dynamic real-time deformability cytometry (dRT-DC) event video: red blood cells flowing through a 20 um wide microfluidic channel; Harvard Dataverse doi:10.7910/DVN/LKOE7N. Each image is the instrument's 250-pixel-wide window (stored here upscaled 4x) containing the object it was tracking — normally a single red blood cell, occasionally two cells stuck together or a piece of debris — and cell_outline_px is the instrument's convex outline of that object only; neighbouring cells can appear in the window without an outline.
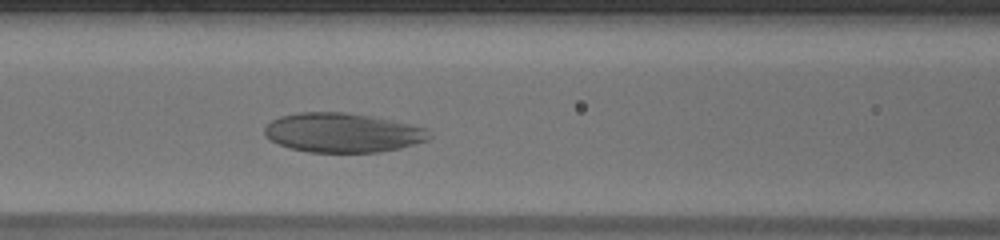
{"species": "human", "species_latin": "Homo sapiens", "temperature_condition": "warm", "stored_images_in_passage": 34, "camera_frame_rate_fps": 3000, "um_per_image_px": 0.085, "donor": {"sex": "male"}, "frame": {"image": 1, "passage_image": 12, "time_ms": 3.667, "image_size_px": [1000, 240], "cell_outline_px": [[432, 136], [424, 140], [412, 144], [396, 148], [376, 152], [308, 152], [292, 148], [280, 144], [272, 140], [264, 132], [264, 128], [272, 120], [280, 116], [300, 112], [344, 112], [368, 116], [388, 120], [424, 128]], "centroid_in_image_um": [29.05, 11.27], "position_along_channel_um": 137.5, "area_um2": 36.82}}
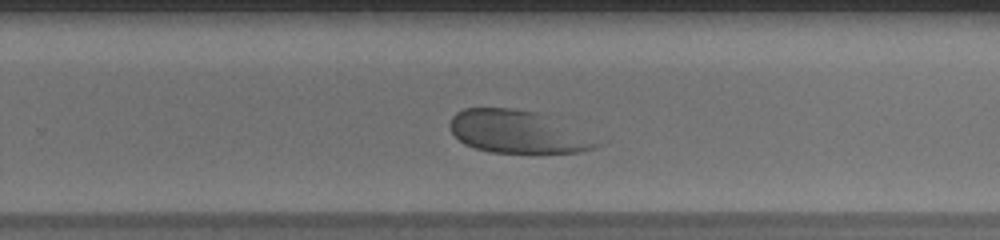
{"frame": {"image": 2, "passage_image": 23, "time_ms": 7.333, "image_size_px": [1000, 240], "cell_outline_px": [[600, 144], [592, 148], [580, 152], [492, 152], [476, 148], [464, 144], [452, 132], [452, 116], [456, 112], [464, 108], [512, 108], [536, 112]], "centroid_in_image_um": [43.83, 11.2], "position_along_channel_um": 286.0, "area_um2": 34.68}}
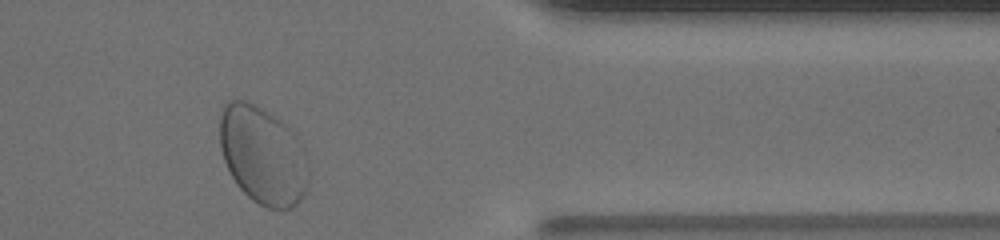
{"frame": {"image": 3, "passage_image": 32, "time_ms": 10.333, "image_size_px": [1000, 240], "cell_outline_px": [[304, 192], [300, 200], [292, 208], [268, 208], [252, 200], [236, 184], [224, 160], [220, 148], [220, 116], [224, 104], [232, 100], [244, 100], [256, 104], [276, 116], [292, 132]], "centroid_in_image_um": [22.14, 13.16], "position_along_channel_um": 389.3, "area_um2": 47.8}}